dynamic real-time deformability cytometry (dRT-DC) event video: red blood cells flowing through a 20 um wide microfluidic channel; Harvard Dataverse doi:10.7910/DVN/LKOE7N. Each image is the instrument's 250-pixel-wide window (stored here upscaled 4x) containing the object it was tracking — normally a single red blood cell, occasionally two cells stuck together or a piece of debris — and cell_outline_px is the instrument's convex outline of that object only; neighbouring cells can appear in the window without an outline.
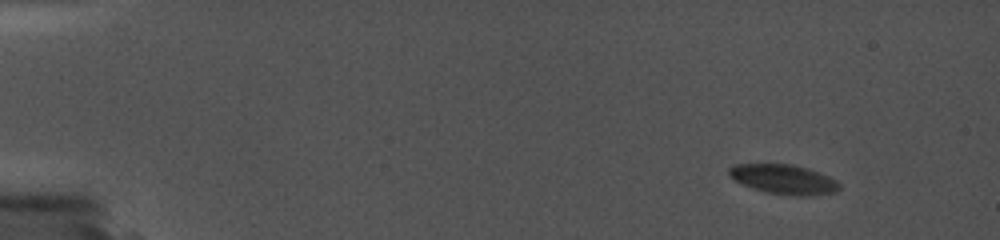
{"species": "common noctule bat (a hibernating species)", "species_latin": "Nyctalus noctula", "temperature_condition": "cold", "stored_images_in_passage": 5, "camera_frame_rate_fps": 5000, "um_per_image_px": 0.085, "animal": {"sex": "female", "body_mass_g": 19.0, "forearm_length_mm": 56.7}, "frame": {"image": 1, "passage_image": 3, "time_ms": 2.0, "image_size_px": [1000, 240], "cell_outline_px": [[840, 188], [836, 192], [808, 196], [792, 196], [768, 192], [752, 188], [728, 176], [728, 168], [732, 164], [792, 164], [808, 168], [828, 176], [836, 180], [840, 184]], "centroid_in_image_um": [66.62, 15.24], "position_along_channel_um": 18.4, "area_um2": 19.07}}